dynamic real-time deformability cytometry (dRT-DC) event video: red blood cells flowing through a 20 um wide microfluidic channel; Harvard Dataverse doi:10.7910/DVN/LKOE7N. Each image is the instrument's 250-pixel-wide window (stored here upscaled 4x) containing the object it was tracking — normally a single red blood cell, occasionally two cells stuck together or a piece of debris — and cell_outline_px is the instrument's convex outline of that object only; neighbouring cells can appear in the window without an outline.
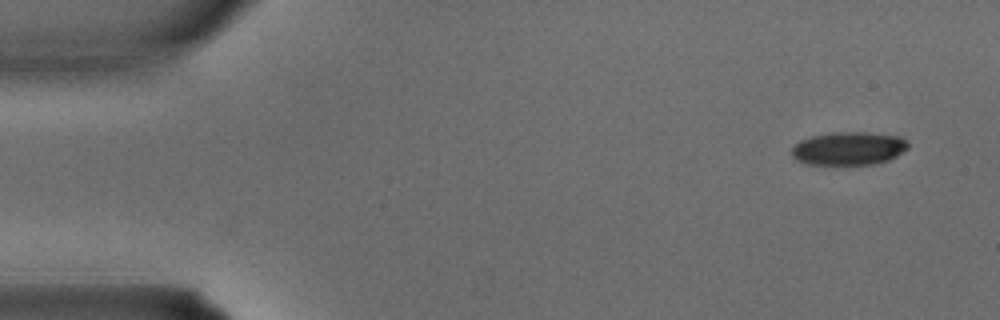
{"species": "common noctule bat (a hibernating species)", "species_latin": "Nyctalus noctula", "temperature_condition": "warm", "stored_images_in_passage": 4, "camera_frame_rate_fps": 3000, "um_per_image_px": 0.085, "animal": {"sex": "male", "body_mass_g": 15.6}, "frame": {"image": 1, "passage_image": 1, "time_ms": 0.0, "image_size_px": [1000, 320], "cell_outline_px": [[908, 148], [896, 156], [888, 160], [872, 164], [804, 164], [796, 160], [792, 156], [792, 148], [800, 140], [812, 136], [832, 132], [864, 132], [900, 136], [908, 140]], "centroid_in_image_um": [72.14, 12.61], "position_along_channel_um": 12.9, "area_um2": 22.54}}